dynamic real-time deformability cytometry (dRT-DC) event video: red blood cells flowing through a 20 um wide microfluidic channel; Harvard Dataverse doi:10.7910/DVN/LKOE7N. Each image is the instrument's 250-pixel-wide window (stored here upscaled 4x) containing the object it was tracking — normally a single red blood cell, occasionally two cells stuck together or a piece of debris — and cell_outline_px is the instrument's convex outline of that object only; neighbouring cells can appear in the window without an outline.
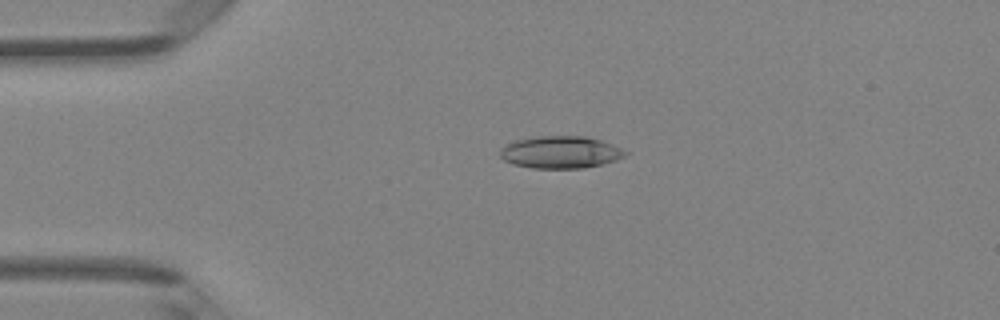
{"species": "Egyptian fruit bat (a non-hibernating species)", "species_latin": "Rousettus aegyptiacus", "temperature_condition": "room temperature", "stored_images_in_passage": 5, "camera_frame_rate_fps": 3000, "um_per_image_px": 0.085, "animal": {"sex": "female"}, "frame": {"image": 1, "passage_image": 2, "time_ms": 0.333, "image_size_px": [1000, 320], "cell_outline_px": [[628, 152], [624, 156], [616, 160], [604, 164], [584, 168], [532, 168], [512, 164], [504, 160], [500, 156], [500, 148], [516, 140], [540, 136], [584, 136], [600, 140], [612, 144]], "centroid_in_image_um": [47.64, 12.94], "position_along_channel_um": 37.4, "area_um2": 23.47}}
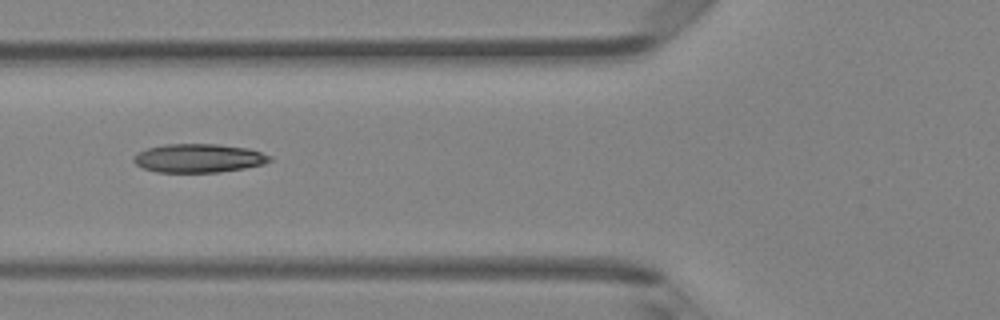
{"frame": {"image": 2, "passage_image": 4, "time_ms": 1.0, "image_size_px": [1000, 320], "cell_outline_px": [[272, 160], [264, 164], [244, 168], [220, 172], [156, 172], [140, 168], [132, 160], [132, 156], [148, 148], [164, 144], [216, 144], [248, 148], [272, 156]], "centroid_in_image_um": [16.86, 13.45], "position_along_channel_um": 108.9, "area_um2": 22.83}}
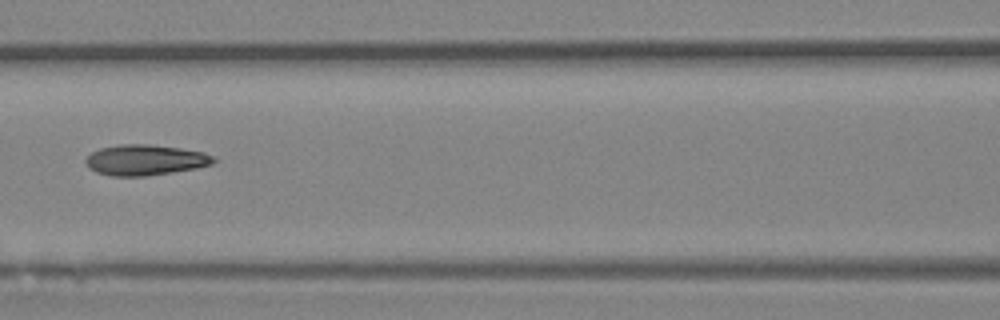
{"frame": {"image": 3, "passage_image": 5, "time_ms": 1.333, "image_size_px": [1000, 320], "cell_outline_px": [[216, 160], [212, 164], [196, 168], [172, 172], [144, 176], [112, 176], [96, 172], [88, 168], [84, 160], [92, 152], [100, 148], [124, 144], [148, 144], [180, 148], [204, 152], [216, 156]], "centroid_in_image_um": [12.35, 13.6], "position_along_channel_um": 154.2, "area_um2": 22.83}}